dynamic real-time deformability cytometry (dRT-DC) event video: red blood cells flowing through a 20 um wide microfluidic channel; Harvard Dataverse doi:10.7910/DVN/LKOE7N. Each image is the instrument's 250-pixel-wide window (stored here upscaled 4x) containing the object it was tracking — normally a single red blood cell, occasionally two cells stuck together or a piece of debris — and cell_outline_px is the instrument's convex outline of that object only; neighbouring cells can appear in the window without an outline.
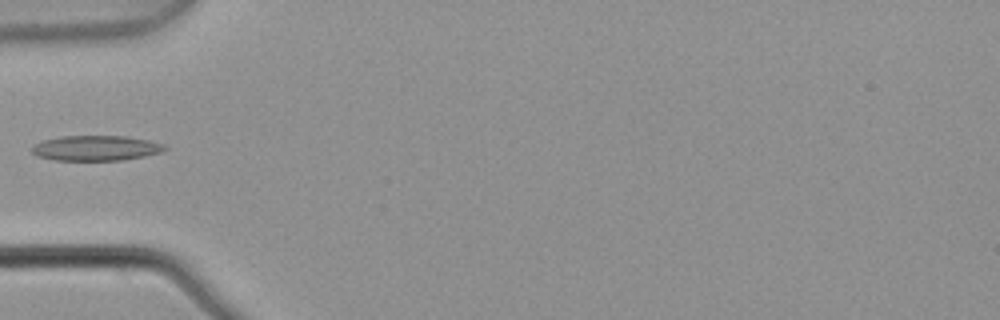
{"species": "common noctule bat (a hibernating species)", "species_latin": "Nyctalus noctula", "temperature_condition": "warm", "stored_images_in_passage": 1, "camera_frame_rate_fps": 3000, "um_per_image_px": 0.085, "animal": {"sex": "male", "body_mass_g": 21.5, "forearm_length_mm": 52.0}, "frame": {"image": 1, "passage_image": 1, "time_ms": 0.0, "image_size_px": [1000, 320], "cell_outline_px": [[168, 148], [160, 152], [144, 156], [120, 160], [52, 160], [36, 156], [32, 152], [32, 148], [40, 140], [60, 136], [128, 136], [148, 140], [164, 144]], "centroid_in_image_um": [8.12, 12.58], "position_along_channel_um": 76.9, "area_um2": 19.54}}